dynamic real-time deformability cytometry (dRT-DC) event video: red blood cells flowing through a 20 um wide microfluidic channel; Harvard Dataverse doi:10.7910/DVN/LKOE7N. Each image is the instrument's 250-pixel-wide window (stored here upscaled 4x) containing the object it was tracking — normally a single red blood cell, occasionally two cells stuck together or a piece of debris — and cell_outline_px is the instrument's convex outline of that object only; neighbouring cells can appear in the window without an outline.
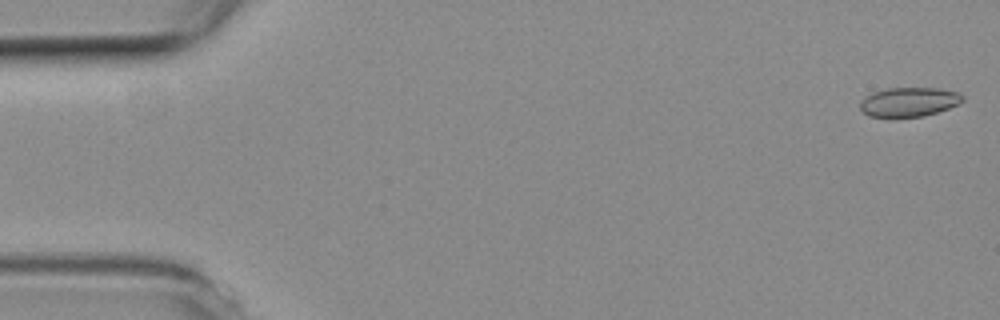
{"species": "common noctule bat (a hibernating species)", "species_latin": "Nyctalus noctula", "temperature_condition": "room temperature", "stored_images_in_passage": 50, "camera_frame_rate_fps": 3000, "um_per_image_px": 0.085, "animal": {"sex": "female", "body_mass_g": 19.3, "forearm_length_mm": 54.1}, "frame": {"image": 1, "passage_image": 1, "time_ms": 0.0, "image_size_px": [1000, 320], "cell_outline_px": [[964, 100], [948, 108], [924, 116], [888, 120], [868, 116], [860, 108], [860, 100], [872, 92], [888, 88], [940, 88], [956, 92], [964, 96]], "centroid_in_image_um": [77.19, 8.71], "position_along_channel_um": 7.8, "area_um2": 18.03}}
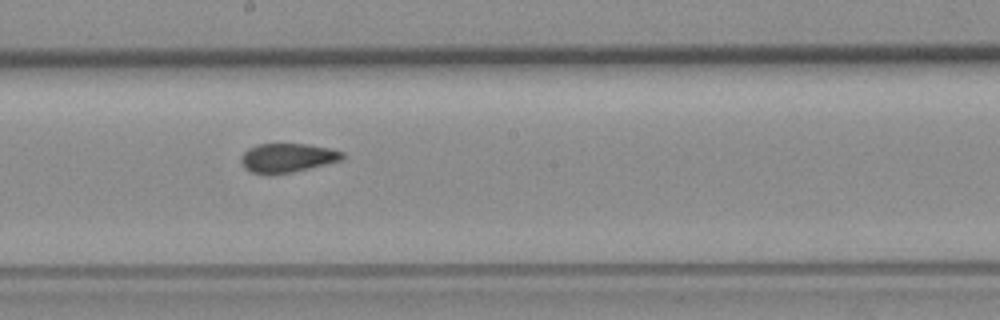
{"frame": {"image": 2, "passage_image": 29, "time_ms": 9.333, "image_size_px": [1000, 320], "cell_outline_px": [[344, 156], [340, 160], [292, 172], [268, 176], [252, 172], [244, 168], [240, 160], [240, 156], [248, 148], [256, 144], [308, 144], [328, 148], [344, 152]], "centroid_in_image_um": [24.35, 13.42], "position_along_channel_um": 223.8, "area_um2": 17.22}}
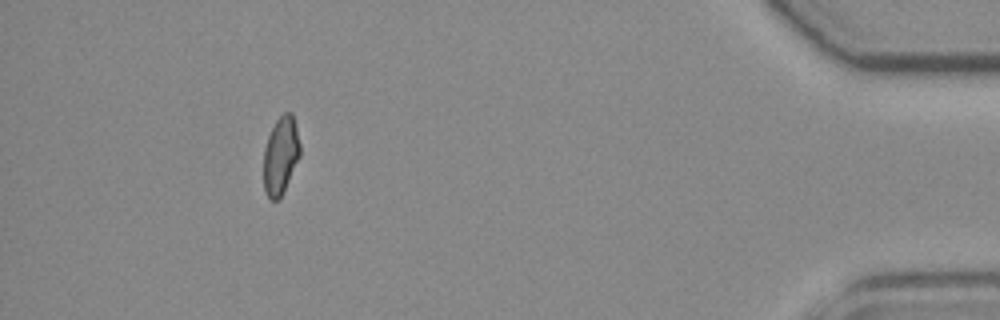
{"frame": {"image": 3, "passage_image": 49, "time_ms": 16.0, "image_size_px": [1000, 320], "cell_outline_px": [[300, 156], [280, 200], [268, 200], [264, 188], [264, 148], [268, 136], [276, 120], [284, 112], [292, 112], [300, 144]], "centroid_in_image_um": [23.85, 13.25], "position_along_channel_um": 411.3, "area_um2": 16.59}}